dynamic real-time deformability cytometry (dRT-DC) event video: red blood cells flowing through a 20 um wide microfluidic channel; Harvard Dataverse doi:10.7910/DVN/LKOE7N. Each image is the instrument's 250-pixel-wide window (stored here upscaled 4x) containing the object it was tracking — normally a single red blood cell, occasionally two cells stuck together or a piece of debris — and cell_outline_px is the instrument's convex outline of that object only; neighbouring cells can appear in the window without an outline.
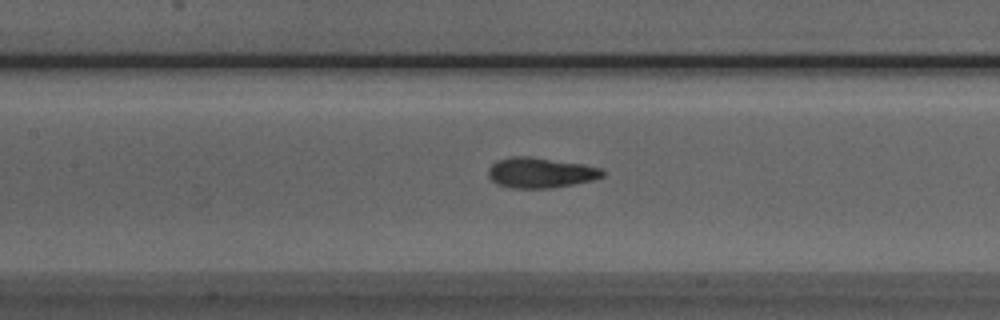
{"species": "Egyptian fruit bat (a non-hibernating species)", "species_latin": "Rousettus aegyptiacus", "temperature_condition": "room temperature", "stored_images_in_passage": 48, "camera_frame_rate_fps": 3000, "um_per_image_px": 0.085, "animal": {"sex": "male"}, "frame": {"image": 1, "passage_image": 20, "time_ms": 6.333, "image_size_px": [1000, 320], "cell_outline_px": [[604, 176], [592, 180], [552, 188], [512, 188], [496, 184], [488, 176], [488, 168], [496, 160], [512, 156], [528, 156], [584, 164], [600, 168], [604, 172]], "centroid_in_image_um": [45.91, 14.67], "position_along_channel_um": 161.5, "area_um2": 20.23}}
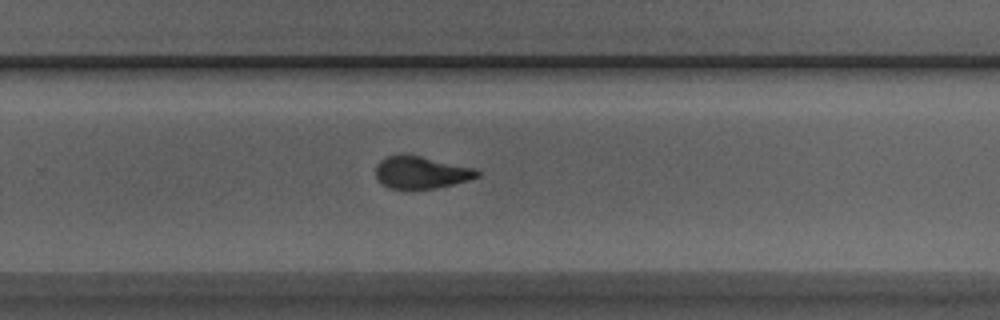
{"frame": {"image": 2, "passage_image": 30, "time_ms": 9.667, "image_size_px": [1000, 320], "cell_outline_px": [[480, 176], [468, 180], [436, 188], [388, 188], [380, 184], [376, 176], [376, 164], [380, 160], [388, 156], [420, 156], [476, 168], [480, 172]], "centroid_in_image_um": [35.8, 14.67], "position_along_channel_um": 294.0, "area_um2": 18.79}}
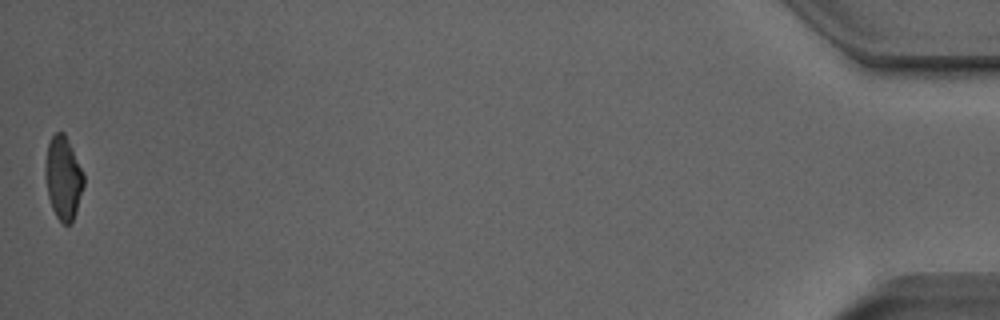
{"frame": {"image": 3, "passage_image": 48, "time_ms": 15.667, "image_size_px": [1000, 320], "cell_outline_px": [[84, 184], [76, 212], [72, 224], [64, 224], [56, 216], [52, 208], [48, 196], [44, 172], [44, 168], [48, 144], [52, 136], [56, 132], [64, 132], [72, 148], [84, 176]], "centroid_in_image_um": [5.36, 15.14], "position_along_channel_um": 429.8, "area_um2": 18.5}, "authors_computed_cell_mechanics": {"area_um2": 19.652, "velocity_mm_per_s": 3.9971, "shape_relaxation_time_tau1_ms": 5.4527, "shape_relaxation_time_tau2_ms": 1.537, "deformation_change_tau1": 0.1642, "deformation_change_tau2": 0.076}}